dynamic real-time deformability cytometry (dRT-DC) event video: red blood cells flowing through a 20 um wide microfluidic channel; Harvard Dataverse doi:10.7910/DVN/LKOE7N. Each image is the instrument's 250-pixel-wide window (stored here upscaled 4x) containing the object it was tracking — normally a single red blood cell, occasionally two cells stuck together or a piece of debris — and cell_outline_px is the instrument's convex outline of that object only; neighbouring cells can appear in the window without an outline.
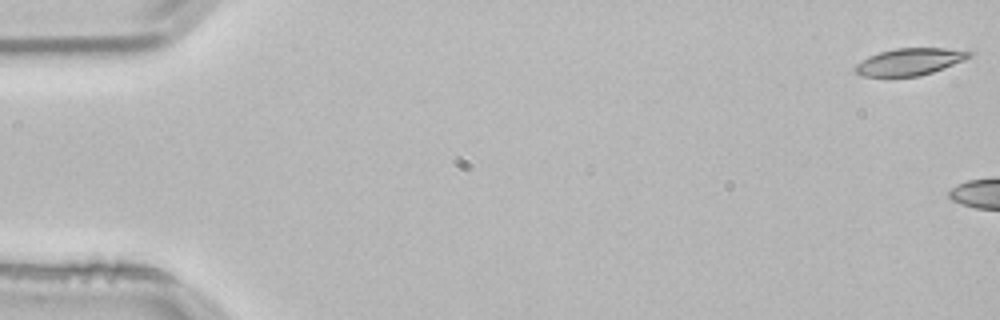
{"species": "common noctule bat (a hibernating species)", "species_latin": "Nyctalus noctula", "temperature_condition": "room temperature", "stored_images_in_passage": 3, "camera_frame_rate_fps": 3000, "um_per_image_px": 0.085, "animal": {"sex": "male", "body_mass_g": 21.5, "forearm_length_mm": 52.0}, "frame": {"image": 1, "passage_image": 1, "time_ms": 0.0, "image_size_px": [1000, 320], "cell_outline_px": [[972, 56], [964, 60], [932, 72], [920, 76], [864, 76], [856, 72], [856, 64], [868, 56], [880, 52], [896, 48], [944, 48], [972, 52]], "centroid_in_image_um": [77.33, 5.24], "position_along_channel_um": 7.7, "area_um2": 17.63}}